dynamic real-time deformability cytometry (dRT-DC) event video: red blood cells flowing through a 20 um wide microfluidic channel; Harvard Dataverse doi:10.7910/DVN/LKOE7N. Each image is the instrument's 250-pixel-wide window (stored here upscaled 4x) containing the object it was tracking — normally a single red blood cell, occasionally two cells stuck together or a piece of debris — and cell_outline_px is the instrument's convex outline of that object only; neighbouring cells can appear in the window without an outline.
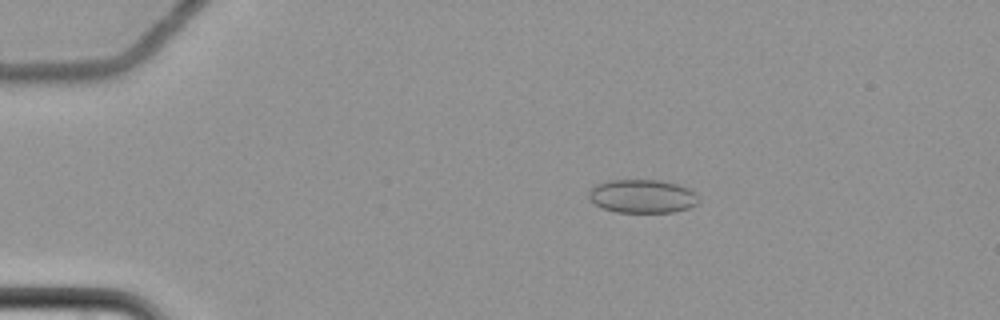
{"species": "common noctule bat (a hibernating species)", "species_latin": "Nyctalus noctula", "temperature_condition": "cold", "stored_images_in_passage": 62, "camera_frame_rate_fps": 3000, "um_per_image_px": 0.085, "animal": {"sex": "female", "body_mass_g": 22.7, "forearm_length_mm": 54.2}, "frame": {"image": 1, "passage_image": 14, "time_ms": 4.333, "image_size_px": [1000, 320], "cell_outline_px": [[700, 200], [696, 204], [688, 208], [672, 212], [616, 212], [604, 208], [588, 200], [588, 192], [596, 184], [608, 180], [660, 180], [676, 184], [688, 188], [696, 192]], "centroid_in_image_um": [54.59, 16.67], "position_along_channel_um": 30.4, "area_um2": 21.5}}
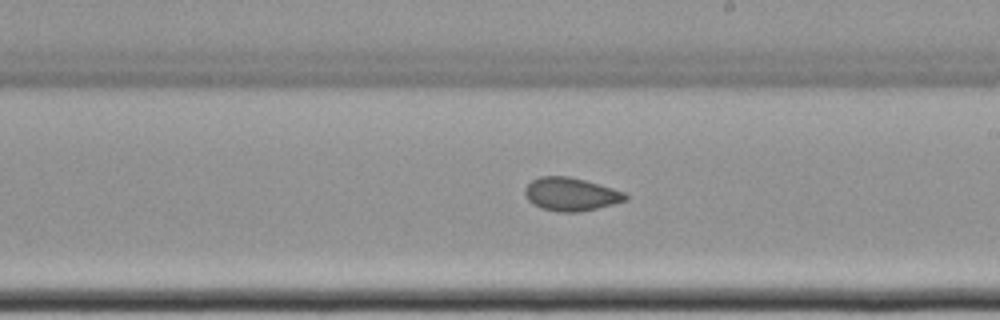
{"frame": {"image": 2, "passage_image": 38, "time_ms": 12.333, "image_size_px": [1000, 320], "cell_outline_px": [[628, 200], [580, 212], [560, 212], [540, 208], [532, 204], [528, 200], [524, 192], [524, 188], [532, 180], [540, 176], [568, 176], [584, 180], [612, 188], [624, 192], [628, 196]], "centroid_in_image_um": [48.5, 16.51], "position_along_channel_um": 240.5, "area_um2": 19.42}}
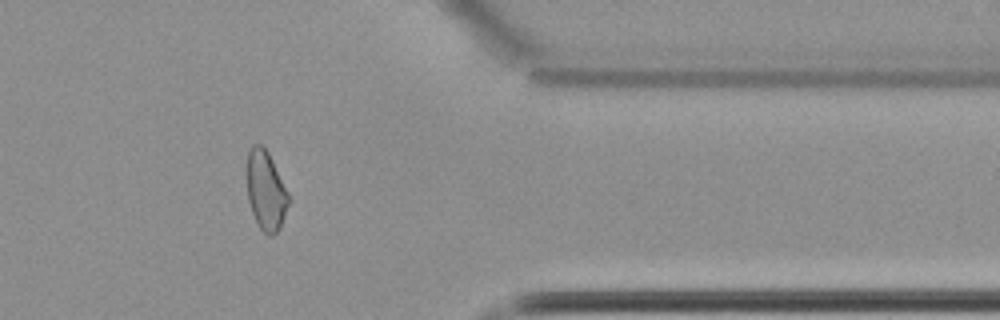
{"frame": {"image": 3, "passage_image": 52, "time_ms": 17.0, "image_size_px": [1000, 320], "cell_outline_px": [[292, 200], [280, 228], [272, 236], [268, 236], [260, 228], [252, 212], [248, 200], [244, 172], [248, 152], [252, 144], [260, 144], [268, 152]], "centroid_in_image_um": [22.58, 16.19], "position_along_channel_um": 388.8, "area_um2": 19.88}, "authors_computed_cell_mechanics": {"area_um2": 20.23, "velocity_mm_per_s": 3.4927, "shape_relaxation_time_tau1_ms": 8.5578, "shape_relaxation_time_tau2_ms": 3.6187, "deformation_change_tau1": 0.0634, "deformation_change_tau2": 0.065}}